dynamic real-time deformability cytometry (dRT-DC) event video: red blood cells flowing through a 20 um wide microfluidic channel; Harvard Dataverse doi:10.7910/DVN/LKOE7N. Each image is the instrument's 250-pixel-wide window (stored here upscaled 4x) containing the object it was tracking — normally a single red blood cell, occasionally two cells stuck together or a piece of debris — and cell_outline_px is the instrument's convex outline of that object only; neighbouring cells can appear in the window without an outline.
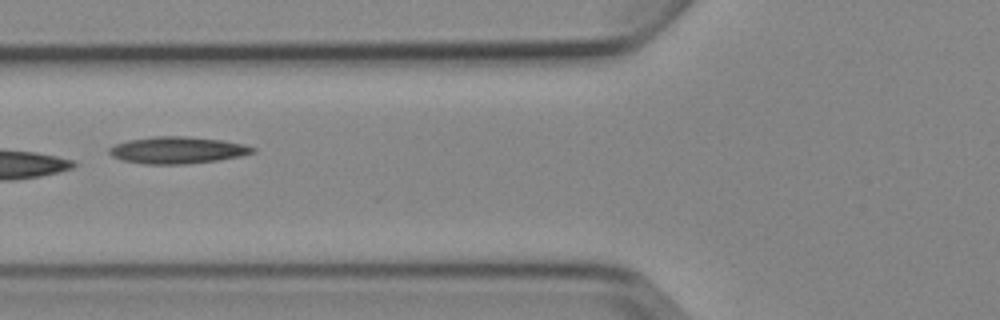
{"species": "Egyptian fruit bat (a non-hibernating species)", "species_latin": "Rousettus aegyptiacus", "temperature_condition": "cold", "stored_images_in_passage": 9, "camera_frame_rate_fps": 3000, "um_per_image_px": 0.085, "animal": {"sex": "female"}, "frame": {"image": 1, "passage_image": 6, "time_ms": 6.667, "image_size_px": [1000, 320], "cell_outline_px": [[256, 152], [240, 156], [216, 160], [184, 164], [144, 164], [124, 160], [112, 156], [108, 152], [108, 148], [116, 144], [128, 140], [156, 136], [184, 136], [224, 140], [244, 144], [256, 148]], "centroid_in_image_um": [15.09, 12.75], "position_along_channel_um": 110.7, "area_um2": 22.37}}
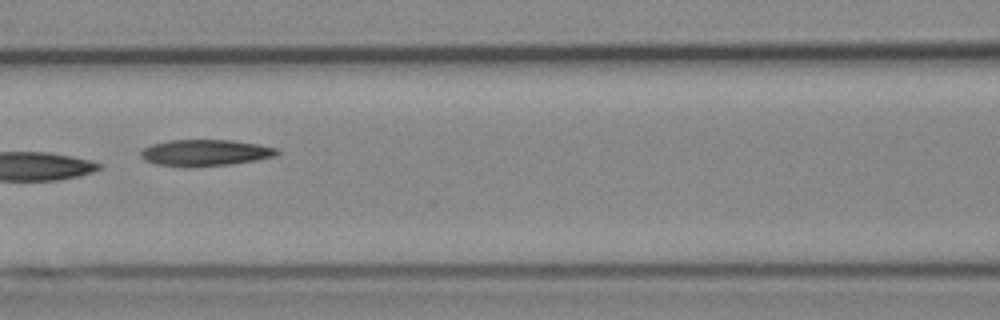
{"frame": {"image": 2, "passage_image": 7, "time_ms": 7.667, "image_size_px": [1000, 320], "cell_outline_px": [[280, 152], [276, 156], [256, 160], [232, 164], [188, 168], [184, 168], [156, 164], [144, 160], [140, 156], [140, 152], [144, 148], [152, 144], [168, 140], [232, 140], [260, 144], [280, 148]], "centroid_in_image_um": [17.46, 12.99], "position_along_channel_um": 149.1, "area_um2": 21.44}}
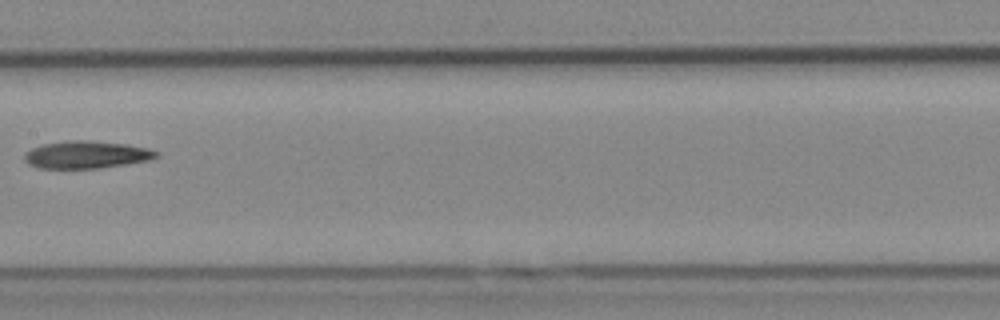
{"frame": {"image": 3, "passage_image": 8, "time_ms": 9.0, "image_size_px": [1000, 320], "cell_outline_px": [[160, 156], [148, 160], [100, 168], [40, 168], [28, 164], [24, 160], [24, 152], [32, 148], [44, 144], [72, 140], [84, 140], [124, 144], [148, 148], [160, 152]], "centroid_in_image_um": [7.34, 13.15], "position_along_channel_um": 200.1, "area_um2": 20.92}}